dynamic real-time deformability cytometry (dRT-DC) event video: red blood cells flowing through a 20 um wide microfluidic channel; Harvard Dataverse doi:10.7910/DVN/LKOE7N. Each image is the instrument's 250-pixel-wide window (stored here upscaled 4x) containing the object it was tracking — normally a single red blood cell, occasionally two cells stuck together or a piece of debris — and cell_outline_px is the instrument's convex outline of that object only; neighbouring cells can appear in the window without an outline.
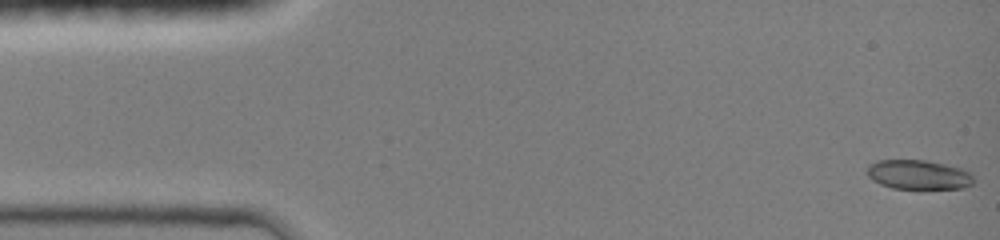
{"species": "common noctule bat (a hibernating species)", "species_latin": "Nyctalus noctula", "temperature_condition": "room temperature", "stored_images_in_passage": 6, "camera_frame_rate_fps": 3000, "um_per_image_px": 0.085, "animal": {"sex": "female", "body_mass_g": 19.0, "forearm_length_mm": 51.5}, "frame": {"image": 1, "passage_image": 1, "time_ms": 0.0, "image_size_px": [1000, 240], "cell_outline_px": [[972, 184], [960, 188], [892, 188], [880, 184], [868, 176], [868, 164], [880, 160], [924, 160], [944, 164], [960, 168], [968, 172], [972, 176]], "centroid_in_image_um": [78.03, 14.84], "position_along_channel_um": 7.0, "area_um2": 17.86}}
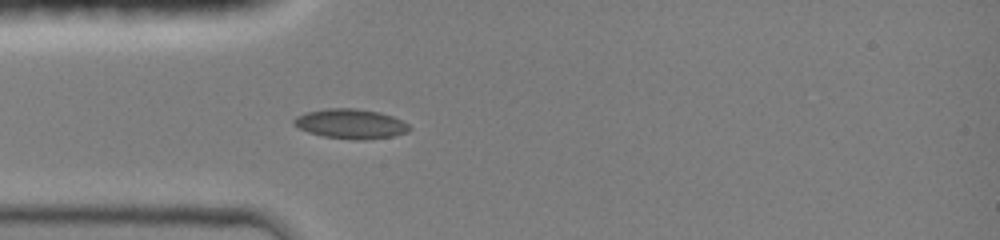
{"frame": {"image": 2, "passage_image": 6, "time_ms": 1.667, "image_size_px": [1000, 240], "cell_outline_px": [[412, 128], [408, 132], [392, 136], [364, 140], [356, 140], [324, 136], [308, 132], [292, 124], [292, 120], [296, 116], [308, 112], [328, 108], [352, 108], [376, 112], [392, 116], [408, 124]], "centroid_in_image_um": [29.8, 10.53], "position_along_channel_um": 55.2, "area_um2": 19.77}}